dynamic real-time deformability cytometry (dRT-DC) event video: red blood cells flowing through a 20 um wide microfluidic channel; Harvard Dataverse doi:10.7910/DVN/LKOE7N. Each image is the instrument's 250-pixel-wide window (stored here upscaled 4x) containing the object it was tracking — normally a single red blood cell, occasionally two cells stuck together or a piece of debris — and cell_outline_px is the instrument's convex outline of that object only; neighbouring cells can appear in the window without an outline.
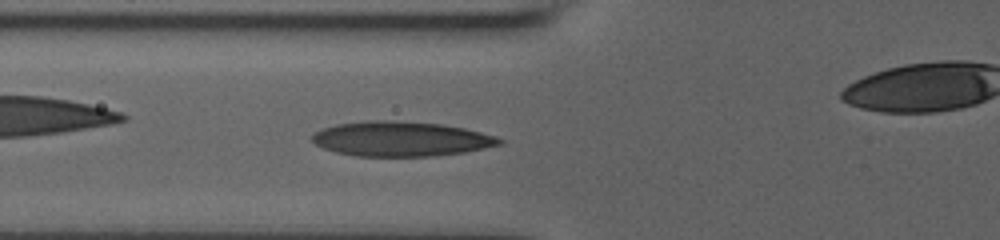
{"species": "human", "species_latin": "Homo sapiens", "temperature_condition": "room temperature", "stored_images_in_passage": 31, "camera_frame_rate_fps": 3000, "um_per_image_px": 0.085, "donor": {"sex": "male"}, "frame": {"image": 1, "passage_image": 3, "time_ms": 0.667, "image_size_px": [1000, 240], "cell_outline_px": [[504, 144], [464, 152], [436, 156], [356, 156], [336, 152], [324, 148], [316, 144], [312, 140], [312, 136], [316, 132], [324, 128], [336, 124], [368, 120], [388, 120], [440, 124], [464, 128], [496, 136], [504, 140]], "centroid_in_image_um": [34.11, 11.81], "position_along_channel_um": 91.7, "area_um2": 37.86}}
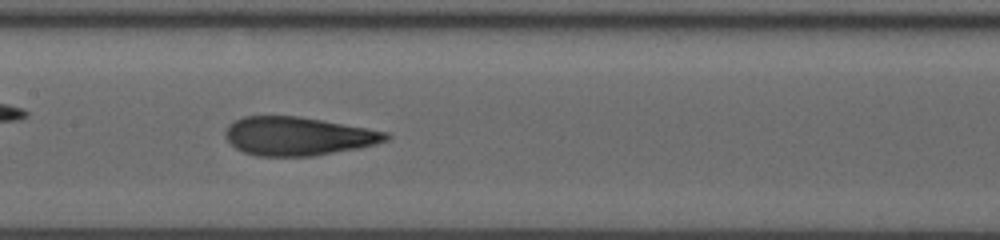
{"frame": {"image": 2, "passage_image": 10, "time_ms": 3.0, "image_size_px": [1000, 240], "cell_outline_px": [[392, 136], [388, 140], [376, 144], [360, 148], [316, 156], [256, 156], [244, 152], [236, 148], [224, 136], [224, 132], [228, 124], [244, 116], [300, 116], [388, 132]], "centroid_in_image_um": [25.34, 11.58], "position_along_channel_um": 182.1, "area_um2": 36.24}}
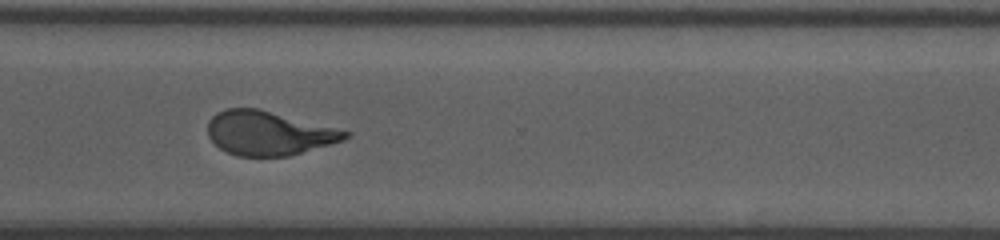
{"frame": {"image": 3, "passage_image": 23, "time_ms": 7.333, "image_size_px": [1000, 240], "cell_outline_px": [[352, 132], [344, 140], [288, 156], [236, 156], [220, 148], [208, 136], [208, 120], [216, 112], [228, 108], [260, 108]], "centroid_in_image_um": [22.82, 11.3], "position_along_channel_um": 347.8, "area_um2": 35.26}}